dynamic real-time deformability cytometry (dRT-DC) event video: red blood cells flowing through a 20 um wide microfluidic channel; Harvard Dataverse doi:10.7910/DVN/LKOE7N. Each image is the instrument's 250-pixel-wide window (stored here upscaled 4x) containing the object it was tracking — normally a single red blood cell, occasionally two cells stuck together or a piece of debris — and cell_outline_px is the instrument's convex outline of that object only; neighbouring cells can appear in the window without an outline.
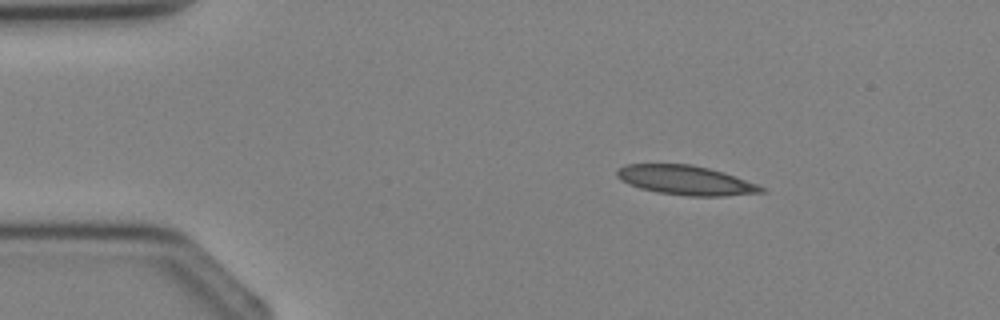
{"species": "Egyptian fruit bat (a non-hibernating species)", "species_latin": "Rousettus aegyptiacus", "temperature_condition": "cold", "stored_images_in_passage": 3, "camera_frame_rate_fps": 3000, "um_per_image_px": 0.085, "animal": {"sex": "female"}, "frame": {"image": 1, "passage_image": 1, "time_ms": 0.0, "image_size_px": [1000, 320], "cell_outline_px": [[764, 192], [724, 196], [688, 196], [656, 192], [640, 188], [620, 180], [616, 176], [616, 172], [620, 168], [628, 164], [692, 164], [724, 172], [756, 184], [764, 188]], "centroid_in_image_um": [58.27, 15.32], "position_along_channel_um": 26.7, "area_um2": 24.51}}
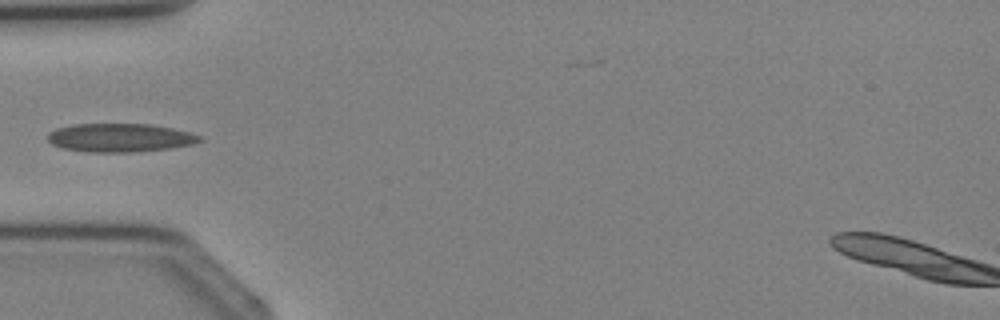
{"frame": {"image": 2, "passage_image": 3, "time_ms": 2.0, "image_size_px": [1000, 320], "cell_outline_px": [[204, 140], [192, 144], [168, 148], [132, 152], [88, 152], [64, 148], [52, 144], [48, 140], [48, 132], [56, 128], [72, 124], [152, 124], [172, 128], [204, 136]], "centroid_in_image_um": [10.21, 11.7], "position_along_channel_um": 74.8, "area_um2": 25.26}}